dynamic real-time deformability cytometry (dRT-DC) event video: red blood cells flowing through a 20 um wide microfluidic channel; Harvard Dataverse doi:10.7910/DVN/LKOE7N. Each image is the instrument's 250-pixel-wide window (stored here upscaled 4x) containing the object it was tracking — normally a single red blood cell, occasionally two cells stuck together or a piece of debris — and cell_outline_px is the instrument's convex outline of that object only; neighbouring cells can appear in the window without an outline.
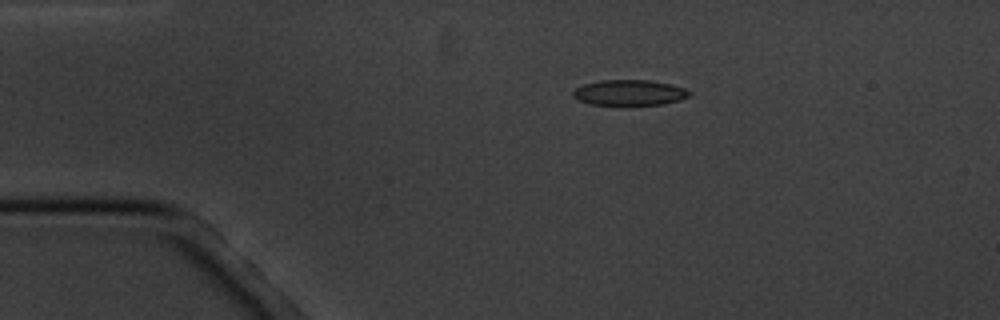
{"species": "common noctule bat (a hibernating species)", "species_latin": "Nyctalus noctula", "temperature_condition": "cold", "stored_images_in_passage": 3, "camera_frame_rate_fps": 3000, "um_per_image_px": 0.085, "animal": {"sex": "male", "body_mass_g": 20.1, "forearm_length_mm": 53.5}, "frame": {"image": 1, "passage_image": 3, "time_ms": 3.333, "image_size_px": [1000, 320], "cell_outline_px": [[692, 92], [688, 96], [680, 100], [664, 104], [592, 104], [580, 100], [572, 96], [572, 92], [576, 88], [584, 84], [604, 80], [648, 80], [672, 84], [684, 88]], "centroid_in_image_um": [53.53, 7.86], "position_along_channel_um": 31.5, "area_um2": 17.05}}